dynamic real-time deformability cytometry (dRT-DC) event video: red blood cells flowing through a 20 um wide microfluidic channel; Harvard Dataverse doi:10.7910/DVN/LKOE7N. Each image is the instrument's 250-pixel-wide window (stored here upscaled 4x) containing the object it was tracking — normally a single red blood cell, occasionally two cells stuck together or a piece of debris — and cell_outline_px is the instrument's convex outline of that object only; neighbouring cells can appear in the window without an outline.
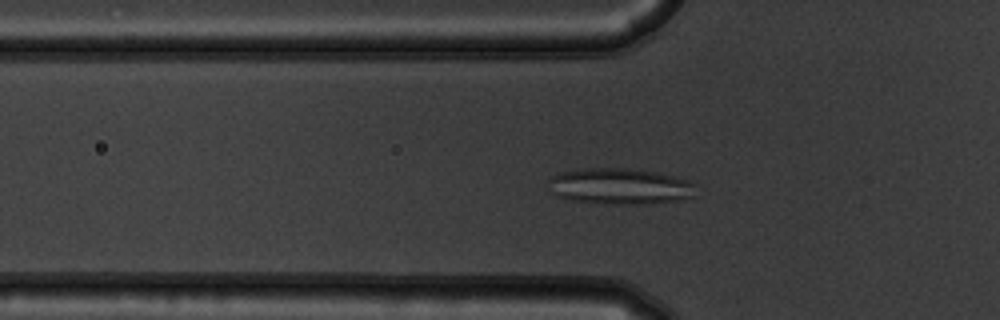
{"species": "common noctule bat (a hibernating species)", "species_latin": "Nyctalus noctula", "temperature_condition": "warm", "stored_images_in_passage": 55, "segment_of_instrument_passage": [1, 2], "camera_frame_rate_fps": 3000, "um_per_image_px": 0.085, "animal": {"sex": "male", "body_mass_g": 19.5, "forearm_length_mm": 54.6}, "frame": {"image": 1, "passage_image": 18, "time_ms": 5.667, "image_size_px": [1000, 320], "cell_outline_px": [[696, 184], [692, 196], [680, 200], [648, 204], [608, 204], [572, 200], [556, 196], [552, 192], [548, 180], [552, 176], [560, 172], [584, 168], [628, 168], [656, 172], [688, 180]], "centroid_in_image_um": [52.68, 15.83], "position_along_channel_um": 73.1, "area_um2": 31.04}}
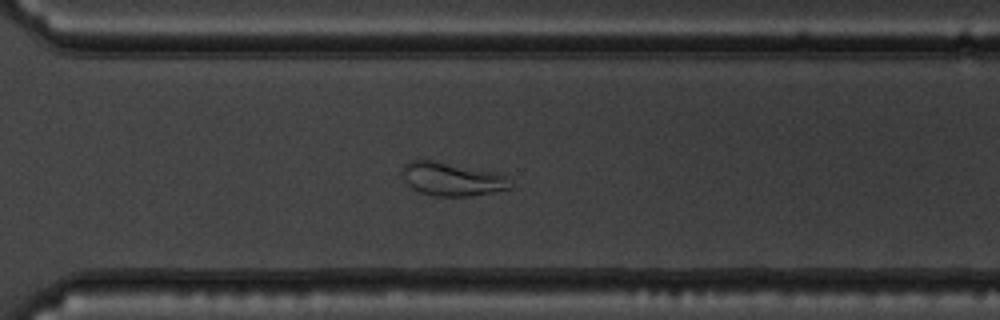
{"frame": {"image": 2, "passage_image": 39, "time_ms": 12.667, "image_size_px": [1000, 320], "cell_outline_px": [[512, 188], [472, 196], [436, 196], [420, 192], [412, 188], [408, 184], [400, 172], [404, 164], [408, 160], [432, 160], [496, 172], [508, 176], [512, 184]], "centroid_in_image_um": [38.42, 15.22], "position_along_channel_um": 332.2, "area_um2": 21.21}}
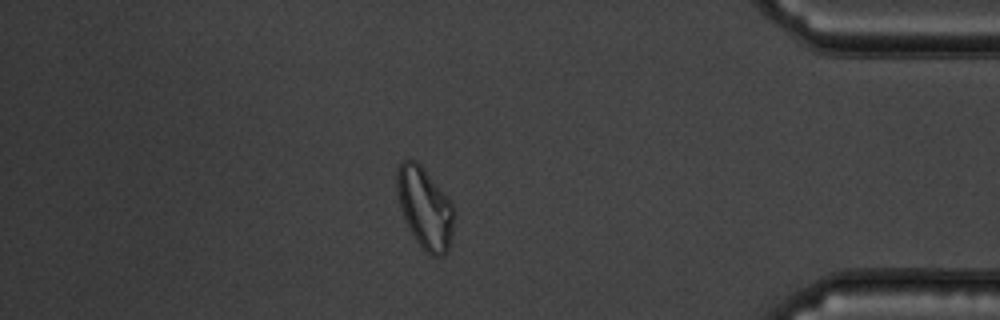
{"frame": {"image": 3, "passage_image": 47, "time_ms": 15.333, "image_size_px": [1000, 320], "cell_outline_px": [[452, 236], [448, 248], [440, 256], [432, 256], [416, 240], [400, 208], [396, 192], [396, 168], [404, 160], [416, 160], [420, 164], [452, 204]], "centroid_in_image_um": [36.07, 17.63], "position_along_channel_um": 399.1, "area_um2": 26.13}}